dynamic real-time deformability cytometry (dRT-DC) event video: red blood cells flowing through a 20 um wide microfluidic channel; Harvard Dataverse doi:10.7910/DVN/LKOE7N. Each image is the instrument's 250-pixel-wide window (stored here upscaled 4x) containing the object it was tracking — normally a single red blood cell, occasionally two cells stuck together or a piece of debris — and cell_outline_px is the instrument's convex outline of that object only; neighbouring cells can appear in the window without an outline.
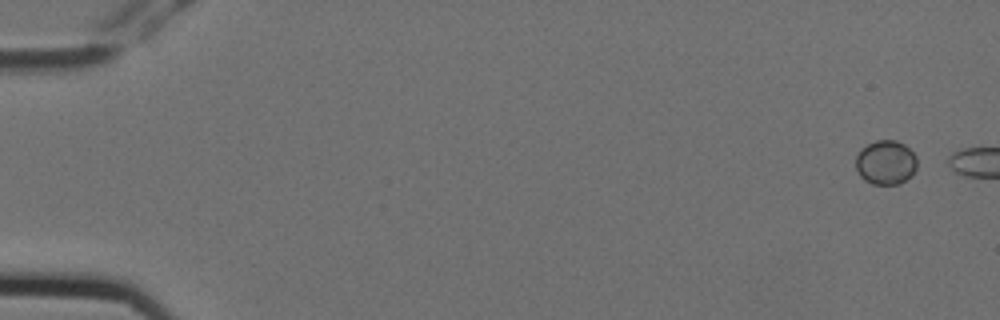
{"species": "Egyptian fruit bat (a non-hibernating species)", "species_latin": "Rousettus aegyptiacus", "temperature_condition": "cold", "stored_images_in_passage": 3, "camera_frame_rate_fps": 3000, "um_per_image_px": 0.085, "animal": {"sex": "female"}, "frame": {"image": 1, "passage_image": 1, "time_ms": 0.0, "image_size_px": [1000, 320], "cell_outline_px": [[916, 168], [912, 176], [900, 184], [872, 184], [864, 180], [860, 176], [856, 168], [856, 156], [860, 148], [876, 140], [896, 140], [904, 144], [916, 156]], "centroid_in_image_um": [75.28, 13.81], "position_along_channel_um": 9.7, "area_um2": 15.95}}